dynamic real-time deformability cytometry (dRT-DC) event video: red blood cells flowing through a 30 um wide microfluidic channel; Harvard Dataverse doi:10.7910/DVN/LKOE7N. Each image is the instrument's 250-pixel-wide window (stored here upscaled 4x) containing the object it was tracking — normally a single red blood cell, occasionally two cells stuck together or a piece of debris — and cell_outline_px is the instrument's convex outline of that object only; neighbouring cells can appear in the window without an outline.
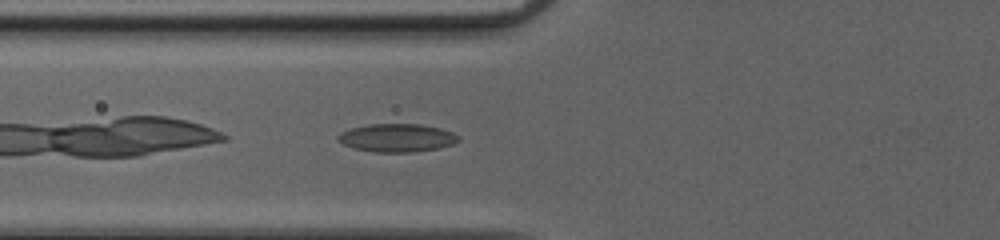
{"species": "common noctule bat (a hibernating species)", "species_latin": "Nyctalus noctula", "temperature_condition": "cold", "stored_images_in_passage": 26, "camera_frame_rate_fps": 3000, "um_per_image_px": 0.085, "animal": {"sex": "female", "body_mass_g": 20.0, "forearm_length_mm": 54.0}, "frame": {"image": 1, "passage_image": 2, "time_ms": 0.333, "image_size_px": [1000, 240], "cell_outline_px": [[460, 140], [452, 144], [436, 148], [412, 152], [372, 152], [352, 148], [336, 140], [336, 136], [340, 132], [352, 128], [368, 124], [420, 124], [440, 128], [452, 132], [460, 136]], "centroid_in_image_um": [33.71, 11.71], "position_along_channel_um": 92.1, "area_um2": 19.83}}
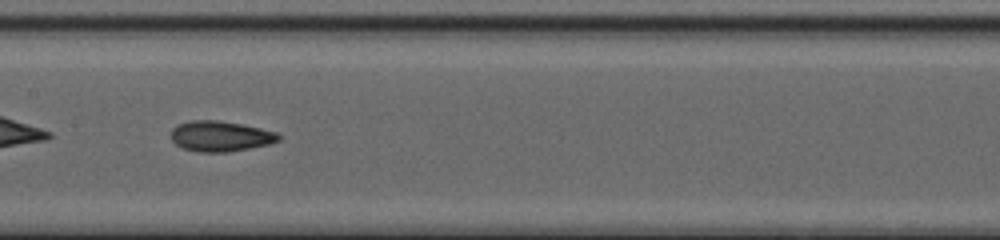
{"frame": {"image": 2, "passage_image": 9, "time_ms": 2.667, "image_size_px": [1000, 240], "cell_outline_px": [[280, 140], [268, 144], [228, 152], [196, 152], [184, 148], [176, 144], [172, 140], [172, 128], [176, 124], [192, 120], [216, 120], [240, 124], [260, 128], [276, 132], [280, 136]], "centroid_in_image_um": [18.71, 11.57], "position_along_channel_um": 188.7, "area_um2": 18.96}}
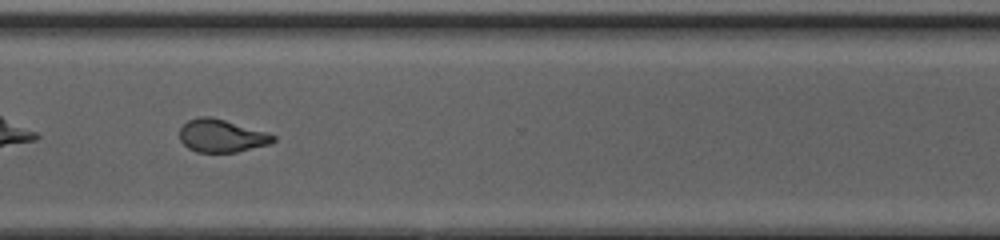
{"frame": {"image": 3, "passage_image": 21, "time_ms": 6.667, "image_size_px": [1000, 240], "cell_outline_px": [[276, 140], [268, 144], [236, 152], [196, 152], [188, 148], [180, 140], [180, 128], [188, 120], [200, 116], [208, 116], [224, 120], [268, 132], [276, 136]], "centroid_in_image_um": [18.83, 11.54], "position_along_channel_um": 351.8, "area_um2": 17.8}, "authors_computed_cell_mechanics": {"area_um2": 18.5538, "velocity_mm_per_s": 4.1013, "shape_relaxation_time_tau1_ms": 7.7772, "shape_relaxation_time_tau2_ms": 1.4433, "deformation_change_tau1": 0.1838, "deformation_change_tau2": 0.0834}}